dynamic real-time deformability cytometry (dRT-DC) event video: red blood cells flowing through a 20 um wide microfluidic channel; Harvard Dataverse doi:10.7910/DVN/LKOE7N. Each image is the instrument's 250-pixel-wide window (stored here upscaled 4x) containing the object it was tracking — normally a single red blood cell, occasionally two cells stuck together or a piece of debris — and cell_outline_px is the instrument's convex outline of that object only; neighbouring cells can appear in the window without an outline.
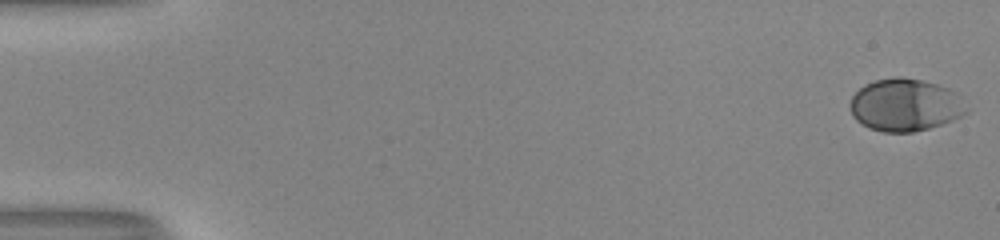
{"species": "human", "species_latin": "Homo sapiens", "temperature_condition": "room temperature", "stored_images_in_passage": 53, "camera_frame_rate_fps": 3000, "um_per_image_px": 0.085, "donor": {"sex": "male"}, "frame": {"image": 1, "passage_image": 1, "time_ms": 0.0, "image_size_px": [1000, 240], "cell_outline_px": [[968, 112], [952, 120], [928, 128], [912, 132], [884, 132], [868, 128], [856, 120], [852, 116], [852, 96], [864, 84], [876, 80], [892, 76], [900, 76], [924, 80], [948, 88], [956, 92]], "centroid_in_image_um": [76.92, 8.91], "position_along_channel_um": 8.1, "area_um2": 35.37}}
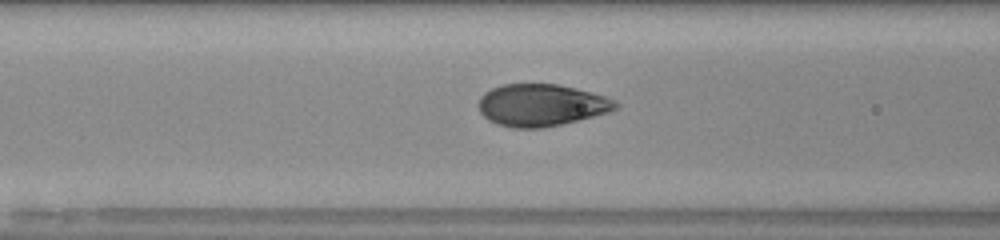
{"frame": {"image": 2, "passage_image": 23, "time_ms": 7.333, "image_size_px": [1000, 240], "cell_outline_px": [[620, 104], [616, 108], [608, 112], [544, 128], [512, 128], [496, 124], [488, 120], [480, 112], [480, 96], [484, 92], [492, 88], [504, 84], [556, 84], [576, 88], [592, 92], [616, 100]], "centroid_in_image_um": [46.0, 8.93], "position_along_channel_um": 120.6, "area_um2": 33.47}}
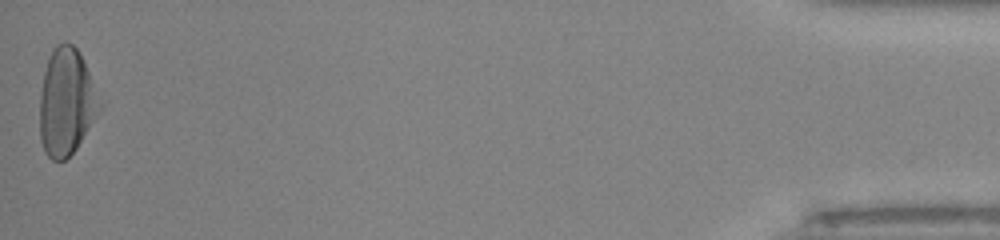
{"frame": {"image": 3, "passage_image": 53, "time_ms": 17.333, "image_size_px": [1000, 240], "cell_outline_px": [[104, 104], [100, 112], [76, 148], [64, 160], [52, 160], [44, 152], [40, 140], [40, 92], [44, 72], [52, 48], [56, 44], [64, 40], [72, 44], [76, 48]], "centroid_in_image_um": [5.64, 8.67], "position_along_channel_um": 429.6, "area_um2": 37.4}, "authors_computed_cell_mechanics": {"area_um2": 34.3332, "velocity_mm_per_s": 4.0406, "shape_relaxation_time_tau1_ms": 3.2846, "shape_relaxation_time_tau2_ms": null, "deformation_change_tau1": 0.1908, "deformation_change_tau2": null}}